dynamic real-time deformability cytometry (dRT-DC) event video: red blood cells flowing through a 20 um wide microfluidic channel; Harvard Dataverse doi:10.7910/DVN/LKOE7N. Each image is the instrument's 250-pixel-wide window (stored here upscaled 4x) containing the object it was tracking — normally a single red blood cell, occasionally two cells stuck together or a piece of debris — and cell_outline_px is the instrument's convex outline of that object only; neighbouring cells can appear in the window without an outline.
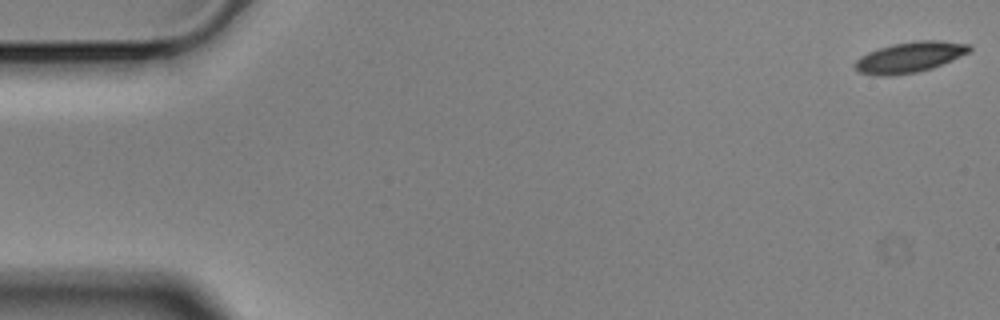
{"species": "Egyptian fruit bat (a non-hibernating species)", "species_latin": "Rousettus aegyptiacus", "temperature_condition": "cold", "stored_images_in_passage": 12, "camera_frame_rate_fps": 3000, "um_per_image_px": 0.085, "animal": {"sex": "male"}, "frame": {"image": 1, "passage_image": 1, "time_ms": 0.0, "image_size_px": [1000, 320], "cell_outline_px": [[972, 48], [968, 52], [932, 68], [916, 72], [892, 76], [880, 76], [860, 72], [856, 68], [856, 60], [860, 56], [868, 52], [892, 44], [916, 40], [940, 40], [972, 44]], "centroid_in_image_um": [77.34, 4.85], "position_along_channel_um": 7.7, "area_um2": 20.23}}